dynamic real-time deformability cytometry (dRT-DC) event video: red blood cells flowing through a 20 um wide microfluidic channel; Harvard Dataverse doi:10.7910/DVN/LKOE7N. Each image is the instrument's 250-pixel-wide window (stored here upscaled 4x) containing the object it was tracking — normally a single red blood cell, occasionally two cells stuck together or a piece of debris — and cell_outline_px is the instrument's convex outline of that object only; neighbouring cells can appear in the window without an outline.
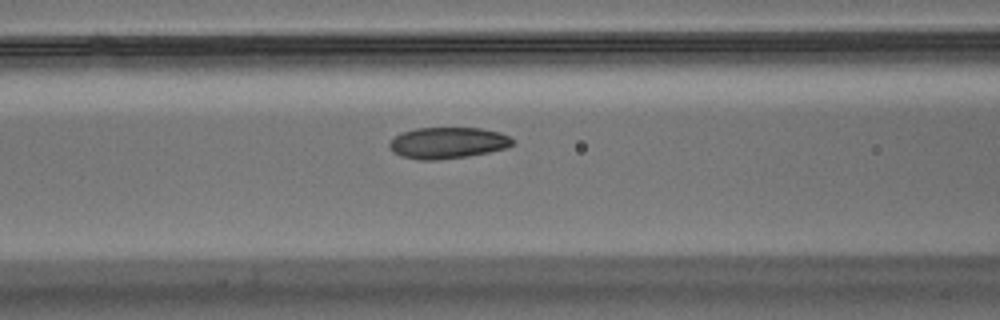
{"species": "Egyptian fruit bat (a non-hibernating species)", "species_latin": "Rousettus aegyptiacus", "temperature_condition": "warm", "stored_images_in_passage": 16, "camera_frame_rate_fps": 3000, "um_per_image_px": 0.085, "animal": {"sex": "male"}, "frame": {"image": 1, "passage_image": 14, "time_ms": 4.333, "image_size_px": [1000, 320], "cell_outline_px": [[516, 144], [508, 148], [468, 156], [436, 160], [420, 160], [400, 156], [392, 152], [388, 144], [400, 132], [416, 128], [480, 128], [500, 132], [516, 140]], "centroid_in_image_um": [38.08, 12.14], "position_along_channel_um": 128.5, "area_um2": 22.72}}